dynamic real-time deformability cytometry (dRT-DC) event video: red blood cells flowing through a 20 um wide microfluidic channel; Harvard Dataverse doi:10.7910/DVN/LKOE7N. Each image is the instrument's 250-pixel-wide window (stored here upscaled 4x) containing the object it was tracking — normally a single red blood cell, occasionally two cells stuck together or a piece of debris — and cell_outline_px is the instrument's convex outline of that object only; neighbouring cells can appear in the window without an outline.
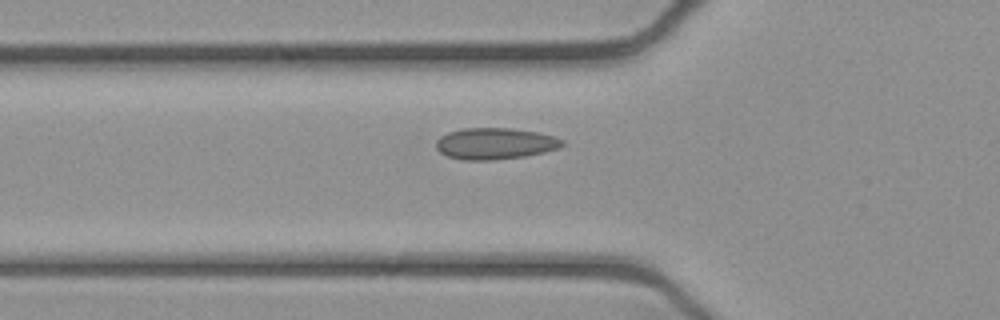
{"species": "common noctule bat (a hibernating species)", "species_latin": "Nyctalus noctula", "temperature_condition": "cold", "stored_images_in_passage": 32, "camera_frame_rate_fps": 3000, "um_per_image_px": 0.085, "animal": {"sex": "female", "body_mass_g": 21.9}, "frame": {"image": 1, "passage_image": 5, "time_ms": 1.333, "image_size_px": [1000, 320], "cell_outline_px": [[564, 144], [560, 148], [544, 152], [524, 156], [492, 160], [460, 160], [448, 156], [440, 152], [436, 148], [436, 140], [440, 136], [448, 132], [464, 128], [512, 128], [536, 132], [552, 136], [564, 140]], "centroid_in_image_um": [42.06, 12.2], "position_along_channel_um": 83.7, "area_um2": 23.12}}
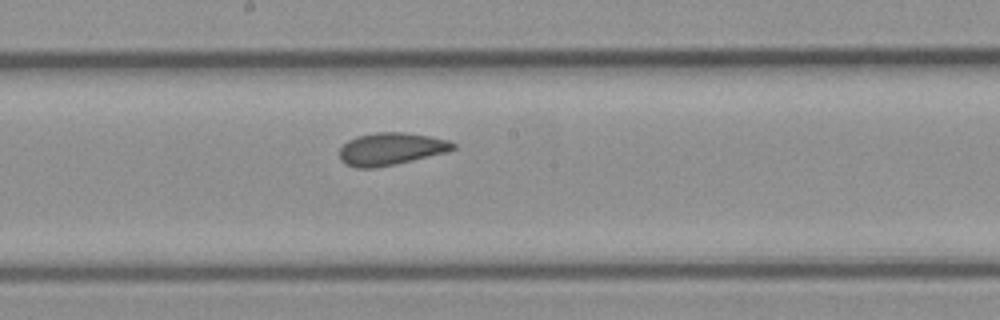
{"frame": {"image": 2, "passage_image": 15, "time_ms": 4.667, "image_size_px": [1000, 320], "cell_outline_px": [[456, 148], [448, 152], [396, 164], [372, 168], [356, 168], [344, 164], [340, 160], [340, 148], [348, 140], [356, 136], [376, 132], [404, 132], [432, 136], [448, 140], [456, 144]], "centroid_in_image_um": [33.24, 12.65], "position_along_channel_um": 215.0, "area_um2": 21.68}}
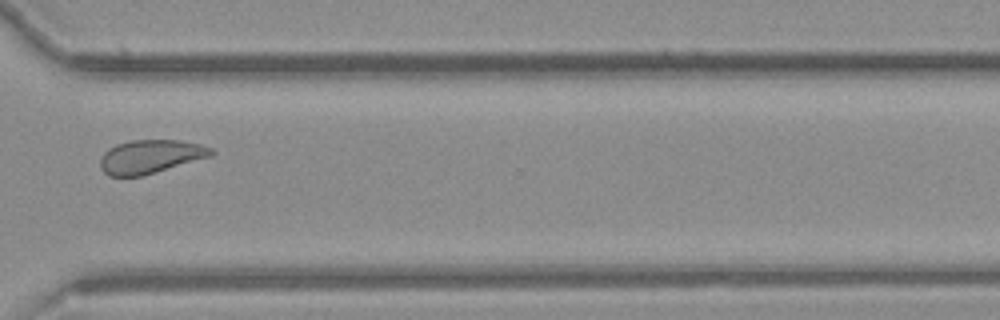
{"frame": {"image": 3, "passage_image": 26, "time_ms": 8.333, "image_size_px": [1000, 320], "cell_outline_px": [[216, 152], [212, 156], [144, 176], [108, 176], [100, 168], [100, 160], [104, 152], [108, 148], [116, 144], [132, 140], [176, 140], [200, 144], [212, 148]], "centroid_in_image_um": [12.79, 13.32], "position_along_channel_um": 357.8, "area_um2": 21.91}, "authors_computed_cell_mechanics": {"area_um2": 21.386, "velocity_mm_per_s": 3.8982, "shape_relaxation_time_tau1_ms": null, "shape_relaxation_time_tau2_ms": 2.7075, "deformation_change_tau1": null, "deformation_change_tau2": 0.0433}}